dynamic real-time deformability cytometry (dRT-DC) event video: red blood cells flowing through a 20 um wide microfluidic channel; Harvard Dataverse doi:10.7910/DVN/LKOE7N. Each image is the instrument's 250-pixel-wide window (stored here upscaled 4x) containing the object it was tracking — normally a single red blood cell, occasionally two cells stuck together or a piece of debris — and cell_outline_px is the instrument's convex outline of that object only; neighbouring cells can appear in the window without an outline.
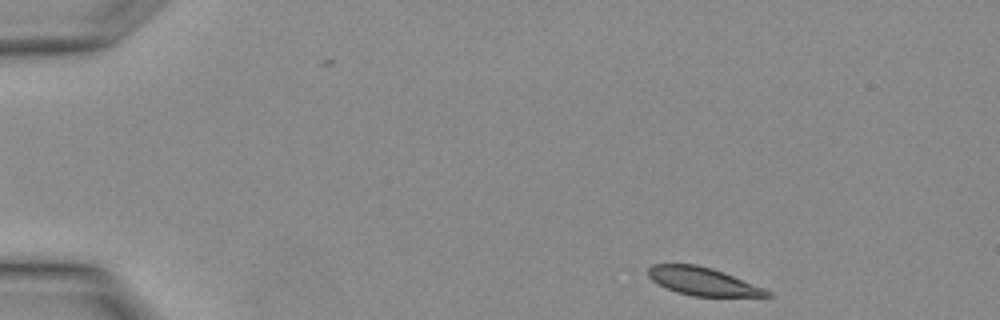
{"species": "Egyptian fruit bat (a non-hibernating species)", "species_latin": "Rousettus aegyptiacus", "temperature_condition": "warm", "stored_images_in_passage": 7, "camera_frame_rate_fps": 3000, "um_per_image_px": 0.085, "animal": {"sex": "female"}, "frame": {"image": 1, "passage_image": 1, "time_ms": 0.0, "image_size_px": [1000, 320], "cell_outline_px": [[772, 296], [692, 296], [676, 292], [652, 280], [648, 276], [648, 268], [652, 264], [696, 264], [712, 268], [724, 272], [764, 288], [772, 292]], "centroid_in_image_um": [59.74, 23.91], "position_along_channel_um": 25.3, "area_um2": 19.25}}